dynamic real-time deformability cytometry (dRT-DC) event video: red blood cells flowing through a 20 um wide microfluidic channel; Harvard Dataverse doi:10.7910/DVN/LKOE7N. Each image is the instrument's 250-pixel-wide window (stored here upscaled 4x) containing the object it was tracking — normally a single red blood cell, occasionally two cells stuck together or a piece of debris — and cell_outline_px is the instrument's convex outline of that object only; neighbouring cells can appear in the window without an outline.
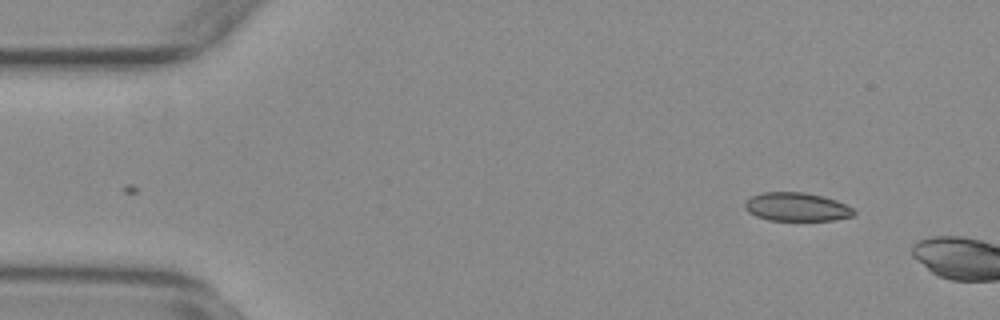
{"species": "common noctule bat (a hibernating species)", "species_latin": "Nyctalus noctula", "temperature_condition": "warm", "stored_images_in_passage": 4, "camera_frame_rate_fps": 3000, "um_per_image_px": 0.085, "animal": {"sex": "female", "body_mass_g": 29.2, "forearm_length_mm": 56.3}, "frame": {"image": 1, "passage_image": 1, "time_ms": 0.0, "image_size_px": [1000, 320], "cell_outline_px": [[856, 212], [852, 216], [836, 220], [768, 220], [756, 216], [748, 212], [744, 208], [744, 204], [752, 196], [764, 192], [804, 192], [824, 196], [836, 200], [852, 208]], "centroid_in_image_um": [67.72, 17.59], "position_along_channel_um": 17.3, "area_um2": 18.09}}